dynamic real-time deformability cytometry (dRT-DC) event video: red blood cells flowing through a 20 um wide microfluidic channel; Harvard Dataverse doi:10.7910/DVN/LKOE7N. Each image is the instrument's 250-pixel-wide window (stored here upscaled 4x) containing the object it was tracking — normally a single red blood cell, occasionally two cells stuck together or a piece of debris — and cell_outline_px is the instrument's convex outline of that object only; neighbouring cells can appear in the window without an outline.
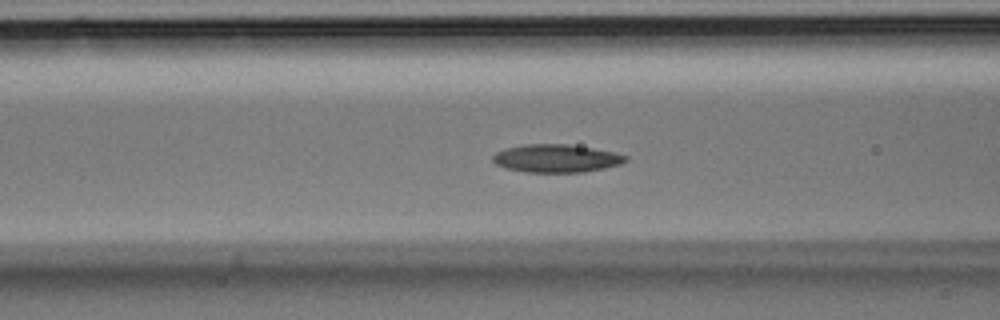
{"species": "Egyptian fruit bat (a non-hibernating species)", "species_latin": "Rousettus aegyptiacus", "temperature_condition": "room temperature", "stored_images_in_passage": 32, "camera_frame_rate_fps": 3000, "um_per_image_px": 0.085, "animal": {"sex": "male"}, "frame": {"image": 1, "passage_image": 9, "time_ms": 2.667, "image_size_px": [1000, 320], "cell_outline_px": [[628, 160], [620, 164], [604, 168], [584, 172], [528, 172], [504, 168], [496, 164], [492, 160], [492, 156], [496, 152], [504, 148], [524, 144], [568, 144], [616, 152], [628, 156]], "centroid_in_image_um": [47.28, 13.45], "position_along_channel_um": 119.3, "area_um2": 21.79}}
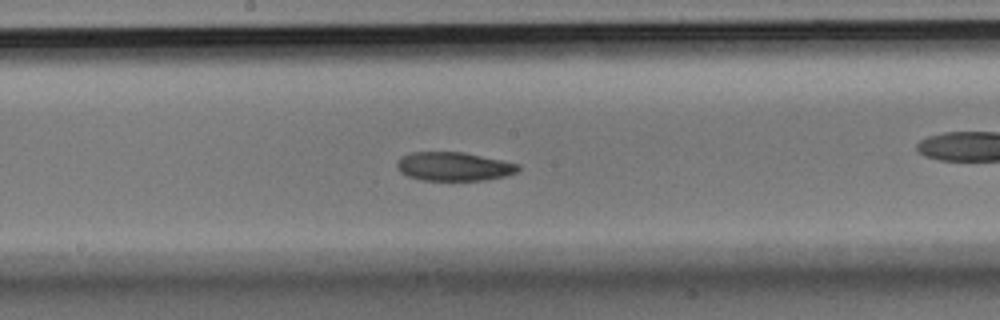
{"frame": {"image": 2, "passage_image": 14, "time_ms": 4.333, "image_size_px": [1000, 320], "cell_outline_px": [[520, 168], [516, 172], [504, 176], [484, 180], [420, 180], [408, 176], [400, 172], [396, 168], [396, 160], [400, 156], [412, 152], [464, 152], [520, 164]], "centroid_in_image_um": [38.52, 14.14], "position_along_channel_um": 209.7, "area_um2": 20.4}}
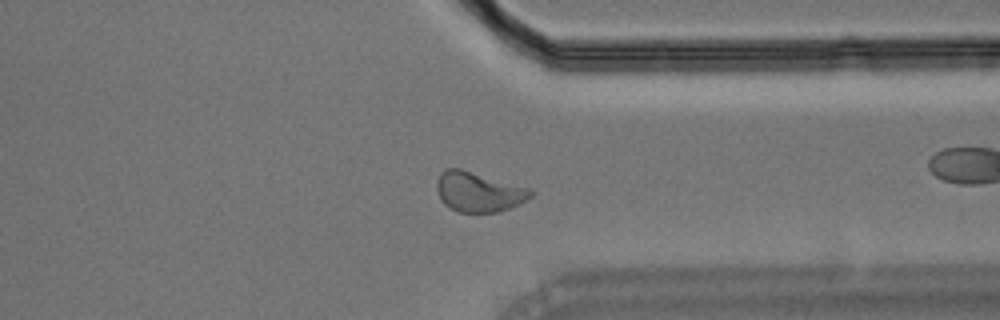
{"frame": {"image": 3, "passage_image": 23, "time_ms": 7.333, "image_size_px": [1000, 320], "cell_outline_px": [[532, 196], [508, 208], [496, 212], [460, 212], [444, 204], [436, 188], [436, 180], [440, 172], [444, 168], [460, 168], [532, 188]], "centroid_in_image_um": [40.65, 16.27], "position_along_channel_um": 370.7, "area_um2": 21.73}}